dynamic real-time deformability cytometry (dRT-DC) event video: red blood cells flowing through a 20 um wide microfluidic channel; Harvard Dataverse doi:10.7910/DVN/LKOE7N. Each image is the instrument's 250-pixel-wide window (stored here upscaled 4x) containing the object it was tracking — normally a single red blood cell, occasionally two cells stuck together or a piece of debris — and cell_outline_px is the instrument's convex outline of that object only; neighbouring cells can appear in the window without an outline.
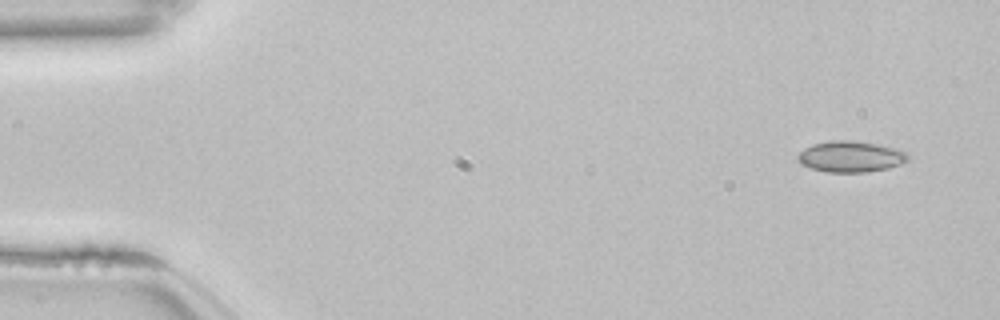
{"species": "common noctule bat (a hibernating species)", "species_latin": "Nyctalus noctula", "temperature_condition": "room temperature", "stored_images_in_passage": 51, "camera_frame_rate_fps": 3000, "um_per_image_px": 0.085, "animal": {"sex": "female", "body_mass_g": 22.7, "forearm_length_mm": 54.2}, "frame": {"image": 1, "passage_image": 1, "time_ms": 0.0, "image_size_px": [1000, 320], "cell_outline_px": [[908, 160], [900, 164], [888, 168], [868, 172], [824, 172], [812, 168], [796, 160], [796, 156], [804, 148], [812, 144], [828, 140], [852, 140], [880, 144], [896, 148], [904, 152], [908, 156]], "centroid_in_image_um": [72.28, 13.3], "position_along_channel_um": 12.7, "area_um2": 20.06}}
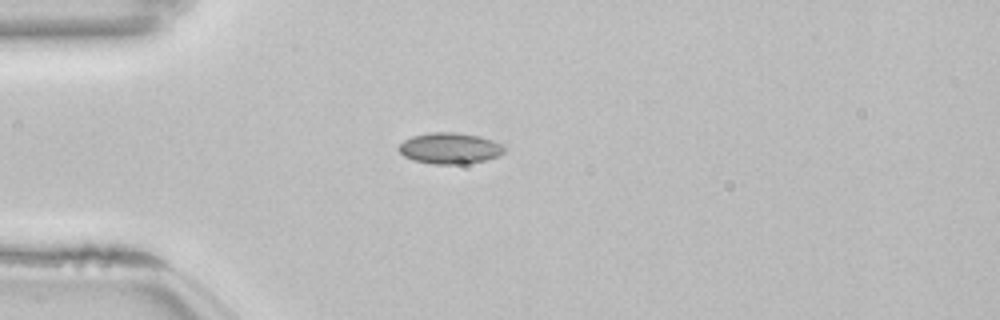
{"frame": {"image": 2, "passage_image": 12, "time_ms": 3.667, "image_size_px": [1000, 320], "cell_outline_px": [[504, 152], [500, 156], [484, 160], [464, 164], [432, 164], [412, 160], [404, 156], [396, 148], [404, 140], [412, 136], [432, 132], [452, 132], [480, 136], [492, 140], [500, 144], [504, 148]], "centroid_in_image_um": [38.2, 12.61], "position_along_channel_um": 46.8, "area_um2": 19.13}}
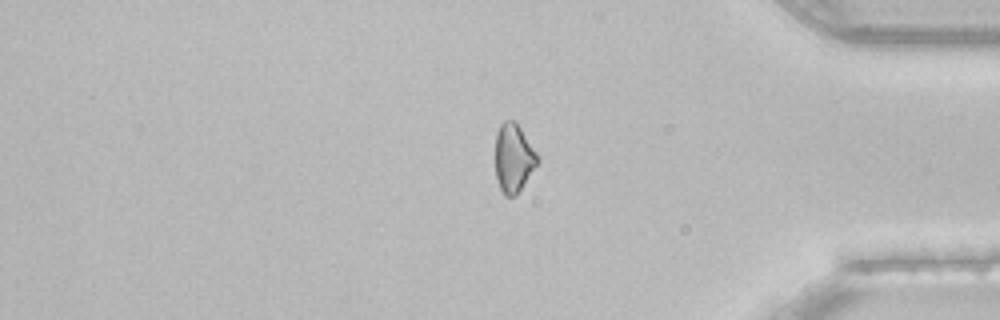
{"frame": {"image": 3, "passage_image": 42, "time_ms": 13.667, "image_size_px": [1000, 320], "cell_outline_px": [[540, 160], [516, 196], [504, 196], [496, 180], [496, 132], [500, 124], [504, 120], [516, 120], [540, 156]], "centroid_in_image_um": [43.67, 13.4], "position_along_channel_um": 391.5, "area_um2": 17.17}, "authors_computed_cell_mechanics": {"area_um2": 17.629, "velocity_mm_per_s": 3.8556, "shape_relaxation_time_tau1_ms": null, "shape_relaxation_time_tau2_ms": 3.7013, "deformation_change_tau1": null, "deformation_change_tau2": 0.0792}}